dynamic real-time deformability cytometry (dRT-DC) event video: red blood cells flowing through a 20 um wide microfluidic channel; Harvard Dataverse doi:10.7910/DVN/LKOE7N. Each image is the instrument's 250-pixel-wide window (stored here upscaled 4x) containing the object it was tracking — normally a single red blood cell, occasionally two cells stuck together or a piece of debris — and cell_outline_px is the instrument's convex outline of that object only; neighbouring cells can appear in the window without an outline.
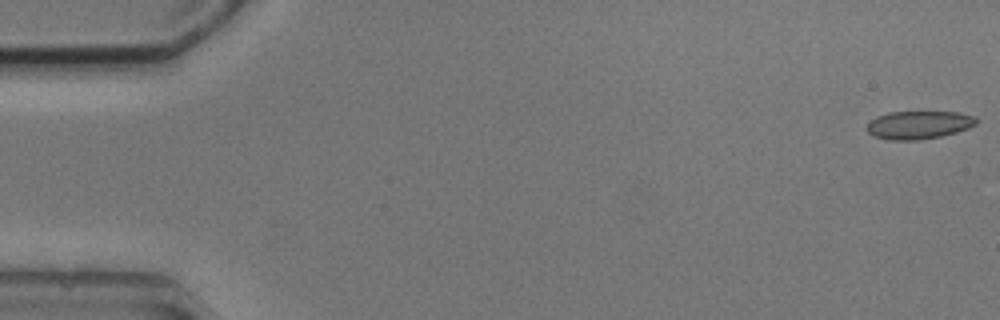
{"species": "common noctule bat (a hibernating species)", "species_latin": "Nyctalus noctula", "temperature_condition": "cold", "stored_images_in_passage": 5, "camera_frame_rate_fps": 3000, "um_per_image_px": 0.085, "animal": {"sex": "male", "body_mass_g": 20.5, "forearm_length_mm": 52.5}, "frame": {"image": 1, "passage_image": 1, "time_ms": 0.0, "image_size_px": [1000, 320], "cell_outline_px": [[976, 124], [968, 128], [956, 132], [940, 136], [920, 140], [888, 140], [872, 136], [868, 132], [868, 124], [876, 116], [888, 112], [960, 112], [976, 116]], "centroid_in_image_um": [78.09, 10.62], "position_along_channel_um": 6.9, "area_um2": 17.92}}
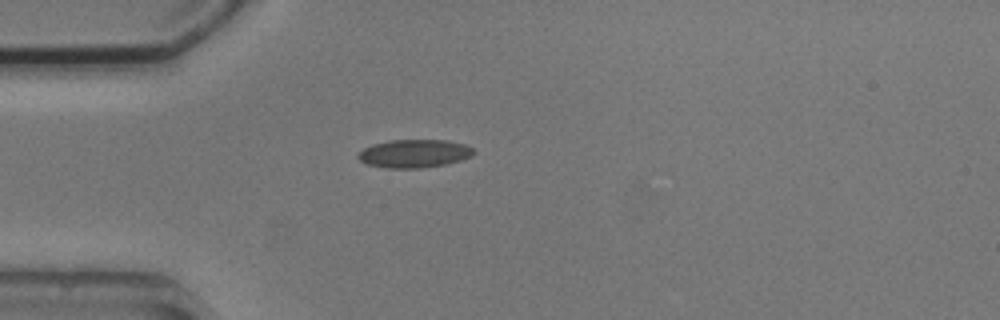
{"frame": {"image": 2, "passage_image": 5, "time_ms": 4.667, "image_size_px": [1000, 320], "cell_outline_px": [[476, 152], [472, 156], [460, 160], [444, 164], [420, 168], [384, 168], [368, 164], [360, 160], [356, 156], [364, 148], [372, 144], [388, 140], [448, 140], [464, 144], [472, 148]], "centroid_in_image_um": [35.2, 13.04], "position_along_channel_um": 49.8, "area_um2": 18.96}}